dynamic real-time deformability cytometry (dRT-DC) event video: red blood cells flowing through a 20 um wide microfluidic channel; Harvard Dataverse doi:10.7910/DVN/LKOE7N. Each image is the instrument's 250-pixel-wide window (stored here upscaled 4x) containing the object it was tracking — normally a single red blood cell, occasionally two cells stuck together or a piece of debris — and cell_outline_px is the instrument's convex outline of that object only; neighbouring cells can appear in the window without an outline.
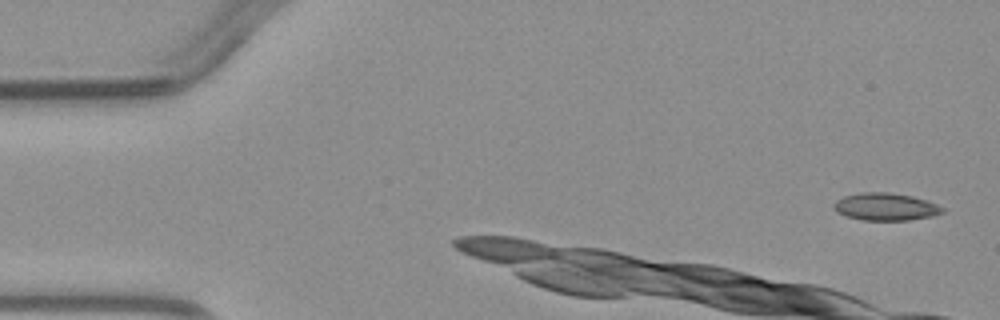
{"species": "common noctule bat (a hibernating species)", "species_latin": "Nyctalus noctula", "temperature_condition": "warm", "stored_images_in_passage": 5, "camera_frame_rate_fps": 3000, "um_per_image_px": 0.085, "animal": {"sex": "male", "body_mass_g": 23.1, "forearm_length_mm": 52.7}, "frame": {"image": 1, "passage_image": 1, "time_ms": 0.0, "image_size_px": [1000, 320], "cell_outline_px": [[944, 212], [932, 216], [908, 220], [860, 220], [836, 212], [832, 204], [836, 200], [844, 196], [860, 192], [888, 192], [912, 196], [928, 200], [944, 208]], "centroid_in_image_um": [75.26, 17.57], "position_along_channel_um": 9.7, "area_um2": 17.46}}